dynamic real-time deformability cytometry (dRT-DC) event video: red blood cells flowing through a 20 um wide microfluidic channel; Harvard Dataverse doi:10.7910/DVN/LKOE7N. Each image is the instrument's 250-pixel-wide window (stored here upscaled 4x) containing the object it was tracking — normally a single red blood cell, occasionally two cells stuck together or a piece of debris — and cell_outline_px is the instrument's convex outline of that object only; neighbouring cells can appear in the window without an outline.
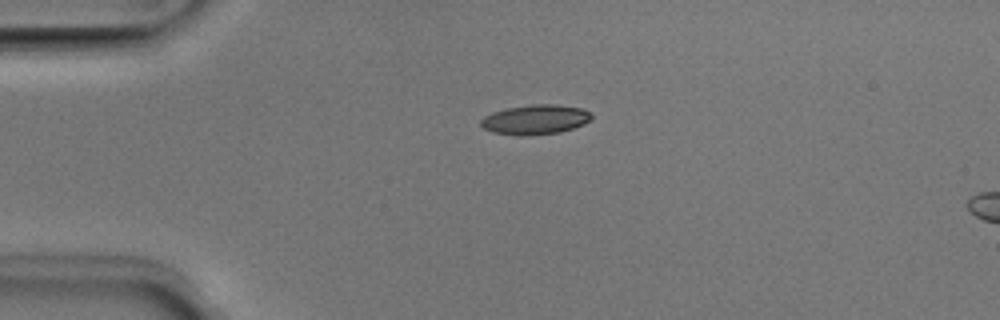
{"species": "Egyptian fruit bat (a non-hibernating species)", "species_latin": "Rousettus aegyptiacus", "temperature_condition": "room temperature", "stored_images_in_passage": 39, "camera_frame_rate_fps": 3000, "um_per_image_px": 0.085, "animal": {"sex": "male"}, "frame": {"image": 1, "passage_image": 1, "time_ms": 0.0, "image_size_px": [1000, 320], "cell_outline_px": [[592, 116], [584, 124], [560, 132], [528, 136], [520, 136], [492, 132], [484, 128], [480, 124], [480, 120], [484, 116], [492, 112], [508, 108], [532, 104], [556, 104], [580, 108], [588, 112]], "centroid_in_image_um": [45.46, 10.17], "position_along_channel_um": 39.5, "area_um2": 19.07}}
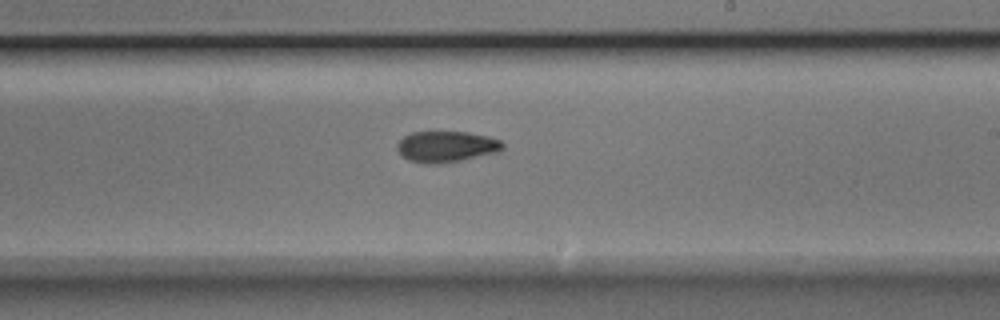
{"frame": {"image": 2, "passage_image": 19, "time_ms": 6.0, "image_size_px": [1000, 320], "cell_outline_px": [[504, 148], [500, 152], [460, 160], [428, 164], [408, 160], [396, 148], [396, 144], [404, 136], [412, 132], [468, 132], [488, 136], [500, 140], [504, 144]], "centroid_in_image_um": [37.96, 12.45], "position_along_channel_um": 251.0, "area_um2": 18.96}}
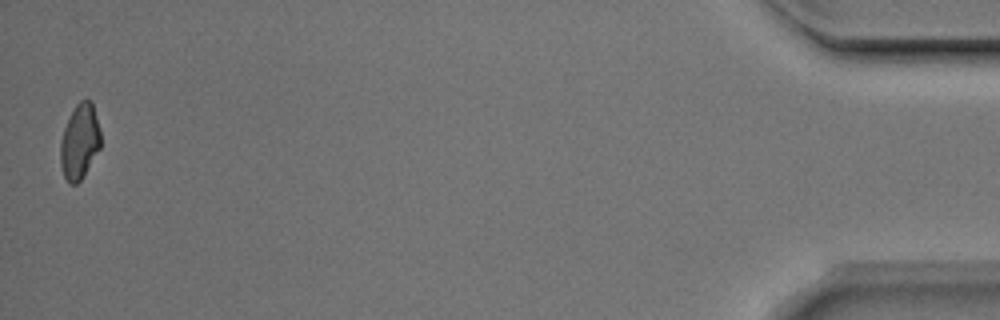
{"frame": {"image": 3, "passage_image": 39, "time_ms": 12.667, "image_size_px": [1000, 320], "cell_outline_px": [[100, 148], [84, 176], [76, 184], [68, 184], [64, 176], [60, 164], [60, 140], [64, 128], [76, 104], [80, 100], [92, 100], [100, 132]], "centroid_in_image_um": [6.76, 12.06], "position_along_channel_um": 428.4, "area_um2": 17.63}, "authors_computed_cell_mechanics": {"area_um2": 18.8428, "velocity_mm_per_s": 4.047, "shape_relaxation_time_tau1_ms": 4.0968, "shape_relaxation_time_tau2_ms": 6.0007, "deformation_change_tau1": 0.121, "deformation_change_tau2": 0.1087}}